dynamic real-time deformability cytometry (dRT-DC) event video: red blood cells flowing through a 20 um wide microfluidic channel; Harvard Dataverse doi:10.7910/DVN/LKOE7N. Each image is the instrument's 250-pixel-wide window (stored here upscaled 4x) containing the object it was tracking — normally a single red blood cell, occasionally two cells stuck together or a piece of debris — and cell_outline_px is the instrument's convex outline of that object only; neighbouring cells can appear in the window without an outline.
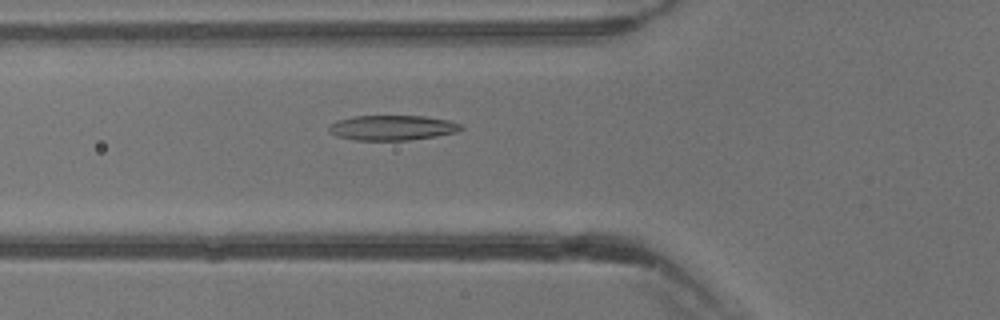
{"species": "common noctule bat (a hibernating species)", "species_latin": "Nyctalus noctula", "temperature_condition": "warm", "stored_images_in_passage": 31, "camera_frame_rate_fps": 3000, "um_per_image_px": 0.085, "animal": {"sex": "male", "body_mass_g": 13.3}, "frame": {"image": 1, "passage_image": 6, "time_ms": 1.667, "image_size_px": [1000, 320], "cell_outline_px": [[464, 128], [456, 132], [436, 136], [408, 140], [356, 140], [336, 136], [328, 132], [328, 124], [336, 120], [352, 116], [424, 116], [448, 120], [460, 124]], "centroid_in_image_um": [33.28, 10.85], "position_along_channel_um": 92.5, "area_um2": 19.36}}
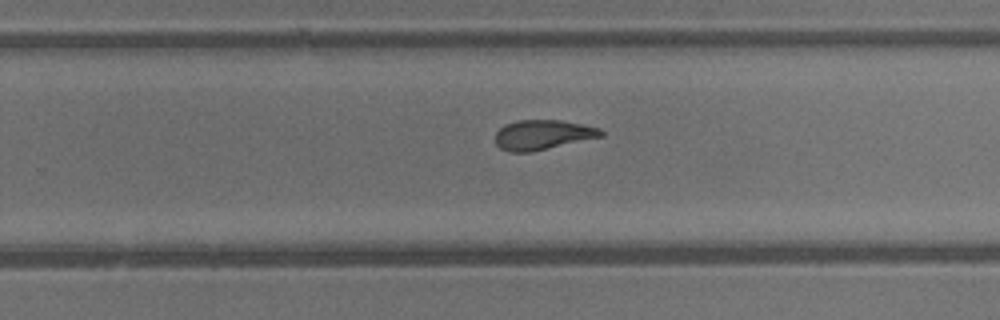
{"frame": {"image": 2, "passage_image": 17, "time_ms": 5.333, "image_size_px": [1000, 320], "cell_outline_px": [[604, 136], [532, 152], [508, 152], [500, 148], [496, 144], [496, 132], [504, 124], [516, 120], [560, 120], [600, 128], [604, 132]], "centroid_in_image_um": [46.12, 11.46], "position_along_channel_um": 283.7, "area_um2": 18.44}}
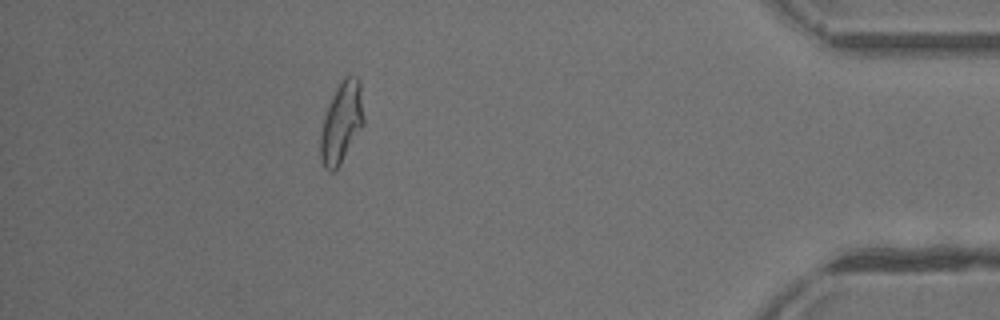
{"frame": {"image": 3, "passage_image": 27, "time_ms": 8.667, "image_size_px": [1000, 320], "cell_outline_px": [[364, 124], [336, 172], [328, 172], [324, 168], [320, 156], [320, 132], [324, 116], [332, 96], [340, 80], [348, 72], [356, 76], [360, 80], [364, 120]], "centroid_in_image_um": [29.03, 10.41], "position_along_channel_um": 406.2, "area_um2": 20.87}}